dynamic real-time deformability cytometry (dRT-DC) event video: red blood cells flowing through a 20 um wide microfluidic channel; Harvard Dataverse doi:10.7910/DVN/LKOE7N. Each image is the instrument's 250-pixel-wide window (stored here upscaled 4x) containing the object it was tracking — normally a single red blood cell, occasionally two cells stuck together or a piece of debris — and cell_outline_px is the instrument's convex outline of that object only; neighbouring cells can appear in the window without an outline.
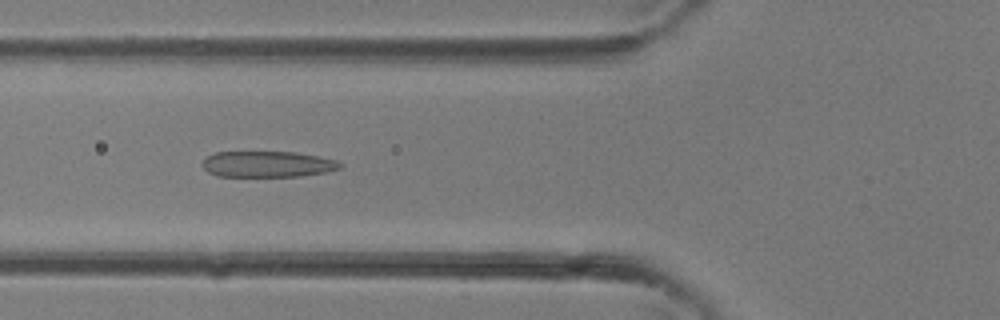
{"species": "common noctule bat (a hibernating species)", "species_latin": "Nyctalus noctula", "temperature_condition": "room temperature", "stored_images_in_passage": 37, "camera_frame_rate_fps": 3000, "um_per_image_px": 0.085, "animal": {"sex": "female"}, "frame": {"image": 1, "passage_image": 14, "time_ms": 4.333, "image_size_px": [1000, 320], "cell_outline_px": [[340, 168], [328, 172], [300, 176], [216, 176], [208, 172], [200, 164], [208, 156], [216, 152], [292, 152], [316, 156], [336, 160], [340, 164]], "centroid_in_image_um": [22.7, 13.96], "position_along_channel_um": 103.1, "area_um2": 20.69}}
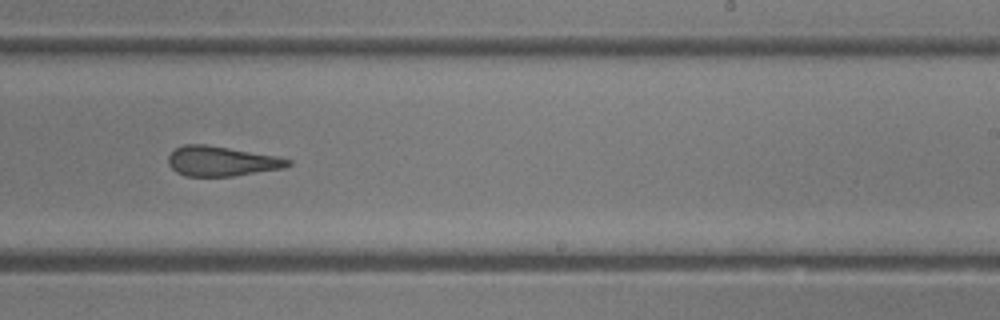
{"frame": {"image": 2, "passage_image": 23, "time_ms": 7.333, "image_size_px": [1000, 320], "cell_outline_px": [[292, 164], [284, 168], [232, 176], [184, 176], [176, 172], [168, 164], [168, 156], [176, 148], [184, 144], [204, 144], [276, 156], [292, 160]], "centroid_in_image_um": [18.81, 13.71], "position_along_channel_um": 270.2, "area_um2": 20.69}}
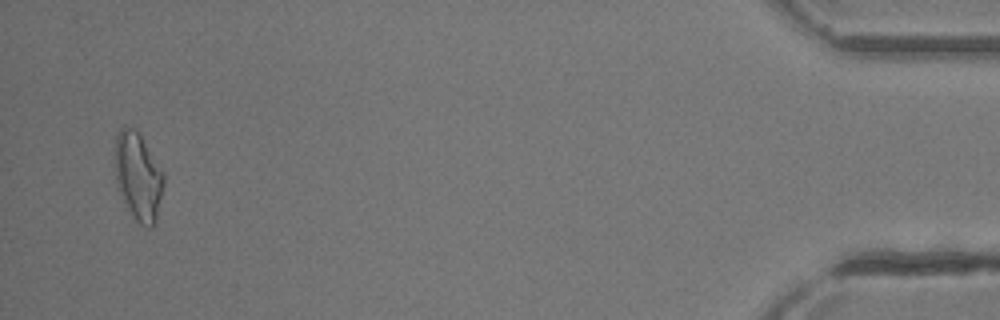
{"frame": {"image": 3, "passage_image": 36, "time_ms": 11.667, "image_size_px": [1000, 320], "cell_outline_px": [[164, 184], [156, 220], [152, 228], [148, 228], [140, 224], [132, 216], [120, 196], [116, 180], [116, 132], [124, 124], [136, 128], [164, 172]], "centroid_in_image_um": [11.75, 14.98], "position_along_channel_um": 423.4, "area_um2": 25.14}}